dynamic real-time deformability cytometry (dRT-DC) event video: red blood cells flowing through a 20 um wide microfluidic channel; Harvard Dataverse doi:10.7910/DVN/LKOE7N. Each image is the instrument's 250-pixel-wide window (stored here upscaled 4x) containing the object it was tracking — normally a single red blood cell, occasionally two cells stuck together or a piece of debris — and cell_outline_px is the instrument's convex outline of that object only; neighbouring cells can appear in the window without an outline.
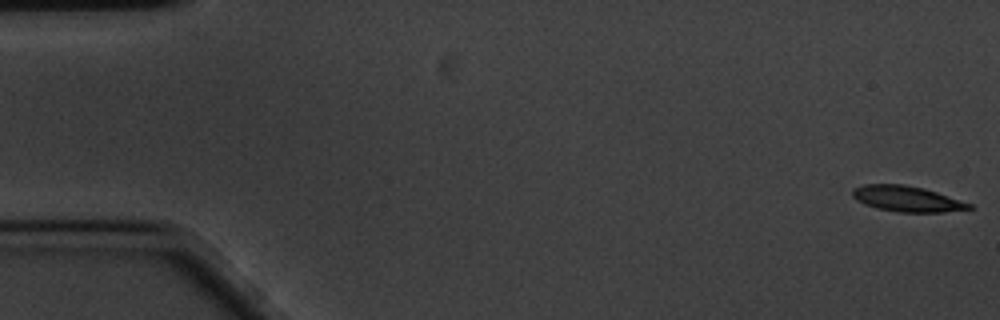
{"species": "common noctule bat (a hibernating species)", "species_latin": "Nyctalus noctula", "temperature_condition": "cold", "stored_images_in_passage": 58, "camera_frame_rate_fps": 3000, "um_per_image_px": 0.085, "animal": {"sex": "male", "body_mass_g": 20.1, "forearm_length_mm": 53.5}, "frame": {"image": 1, "passage_image": 1, "time_ms": 0.0, "image_size_px": [1000, 320], "cell_outline_px": [[976, 208], [944, 212], [896, 212], [876, 208], [864, 204], [856, 200], [852, 196], [852, 188], [864, 184], [904, 184], [924, 188], [972, 204]], "centroid_in_image_um": [77.07, 16.9], "position_along_channel_um": 7.9, "area_um2": 17.57}}
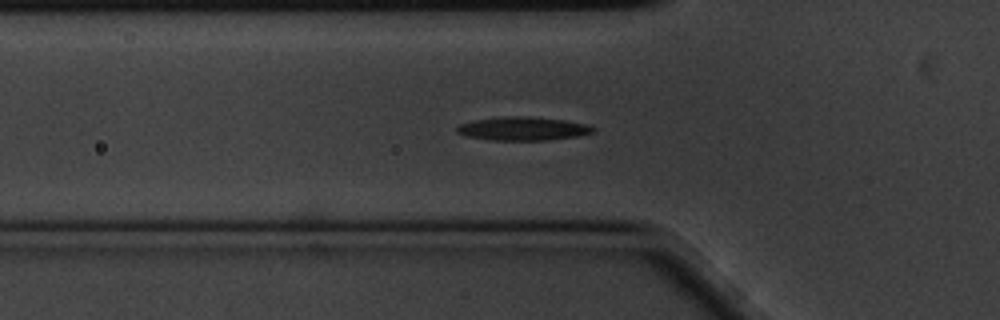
{"frame": {"image": 2, "passage_image": 19, "time_ms": 6.0, "image_size_px": [1000, 320], "cell_outline_px": [[596, 132], [580, 136], [548, 140], [488, 140], [468, 136], [456, 132], [456, 128], [460, 124], [472, 120], [504, 116], [524, 116], [564, 120], [592, 124], [596, 128]], "centroid_in_image_um": [44.52, 10.93], "position_along_channel_um": 81.3, "area_um2": 18.96}}
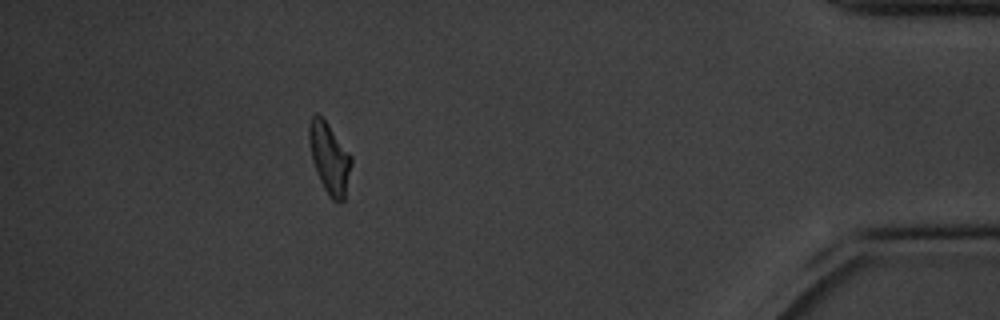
{"frame": {"image": 3, "passage_image": 52, "time_ms": 17.0, "image_size_px": [1000, 320], "cell_outline_px": [[352, 164], [344, 200], [340, 204], [332, 200], [328, 196], [320, 180], [312, 160], [308, 136], [308, 128], [312, 116], [316, 112], [328, 124], [352, 156]], "centroid_in_image_um": [28.01, 13.47], "position_along_channel_um": 407.2, "area_um2": 17.4}, "authors_computed_cell_mechanics": {"area_um2": 17.8891, "velocity_mm_per_s": 3.4351, "shape_relaxation_time_tau1_ms": 3.103, "shape_relaxation_time_tau2_ms": 6.3665, "deformation_change_tau1": 0.1201, "deformation_change_tau2": 0.1529}}